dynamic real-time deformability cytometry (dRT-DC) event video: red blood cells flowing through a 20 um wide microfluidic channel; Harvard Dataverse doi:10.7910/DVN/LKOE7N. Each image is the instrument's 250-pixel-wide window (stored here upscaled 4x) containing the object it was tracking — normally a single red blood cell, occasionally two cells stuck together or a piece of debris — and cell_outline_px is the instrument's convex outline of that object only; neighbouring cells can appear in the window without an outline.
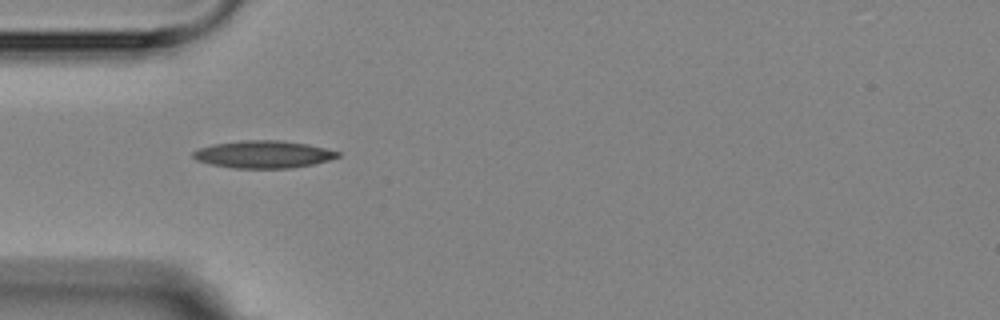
{"species": "Egyptian fruit bat (a non-hibernating species)", "species_latin": "Rousettus aegyptiacus", "temperature_condition": "room temperature", "stored_images_in_passage": 2, "camera_frame_rate_fps": 3000, "um_per_image_px": 0.085, "animal": {"sex": "female"}, "frame": {"image": 1, "passage_image": 1, "time_ms": 0.0, "image_size_px": [1000, 320], "cell_outline_px": [[340, 156], [328, 160], [312, 164], [292, 168], [232, 168], [212, 164], [196, 160], [192, 156], [192, 152], [200, 148], [212, 144], [244, 140], [280, 140], [308, 144], [340, 152]], "centroid_in_image_um": [22.37, 13.12], "position_along_channel_um": 62.6, "area_um2": 23.0}}
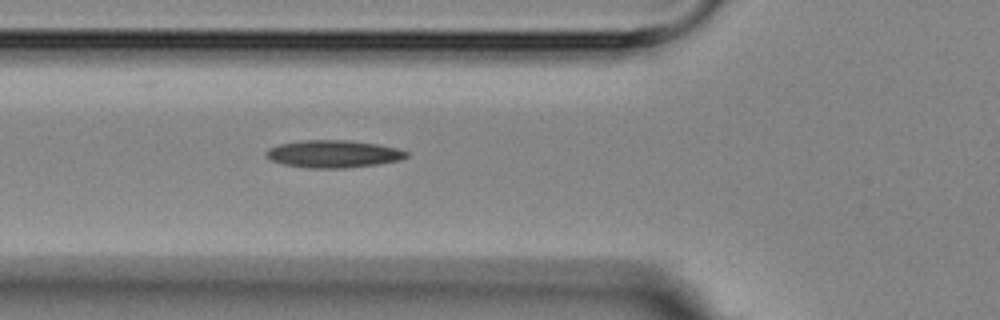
{"frame": {"image": 2, "passage_image": 2, "time_ms": 1.0, "image_size_px": [1000, 320], "cell_outline_px": [[408, 156], [400, 160], [380, 164], [348, 168], [308, 168], [284, 164], [272, 160], [264, 156], [264, 152], [268, 148], [280, 144], [300, 140], [348, 140], [376, 144], [396, 148], [408, 152]], "centroid_in_image_um": [28.32, 13.08], "position_along_channel_um": 97.5, "area_um2": 22.54}}